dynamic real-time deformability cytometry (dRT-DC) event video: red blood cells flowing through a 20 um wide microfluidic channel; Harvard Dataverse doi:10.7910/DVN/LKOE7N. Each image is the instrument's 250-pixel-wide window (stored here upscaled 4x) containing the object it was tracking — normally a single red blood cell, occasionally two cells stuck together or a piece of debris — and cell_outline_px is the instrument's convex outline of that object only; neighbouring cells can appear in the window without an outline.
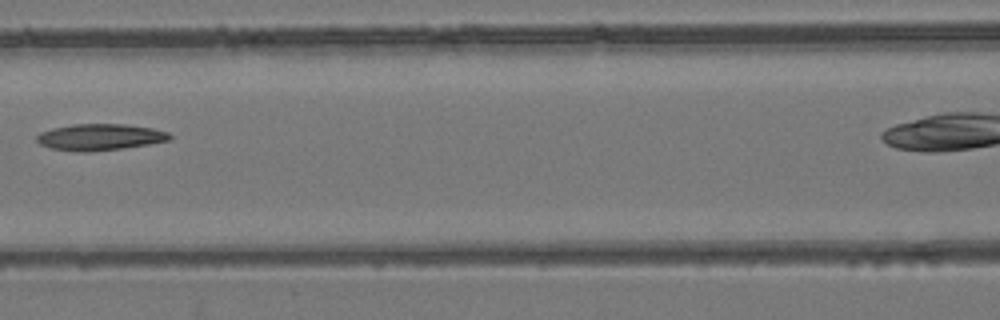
{"species": "common noctule bat (a hibernating species)", "species_latin": "Nyctalus noctula", "temperature_condition": "room temperature", "stored_images_in_passage": 4, "segment_of_instrument_passage": [1, 2], "camera_frame_rate_fps": 3000, "um_per_image_px": 0.085, "animal": {"sex": "female", "body_mass_g": 24.6, "forearm_length_mm": 56.2}, "frame": {"image": 1, "passage_image": 3, "time_ms": 2.333, "image_size_px": [1000, 320], "cell_outline_px": [[172, 140], [124, 148], [88, 152], [80, 152], [52, 148], [40, 144], [36, 140], [36, 136], [40, 132], [52, 128], [72, 124], [124, 124], [152, 128], [168, 132], [172, 136]], "centroid_in_image_um": [8.5, 11.65], "position_along_channel_um": 158.1, "area_um2": 20.52}}